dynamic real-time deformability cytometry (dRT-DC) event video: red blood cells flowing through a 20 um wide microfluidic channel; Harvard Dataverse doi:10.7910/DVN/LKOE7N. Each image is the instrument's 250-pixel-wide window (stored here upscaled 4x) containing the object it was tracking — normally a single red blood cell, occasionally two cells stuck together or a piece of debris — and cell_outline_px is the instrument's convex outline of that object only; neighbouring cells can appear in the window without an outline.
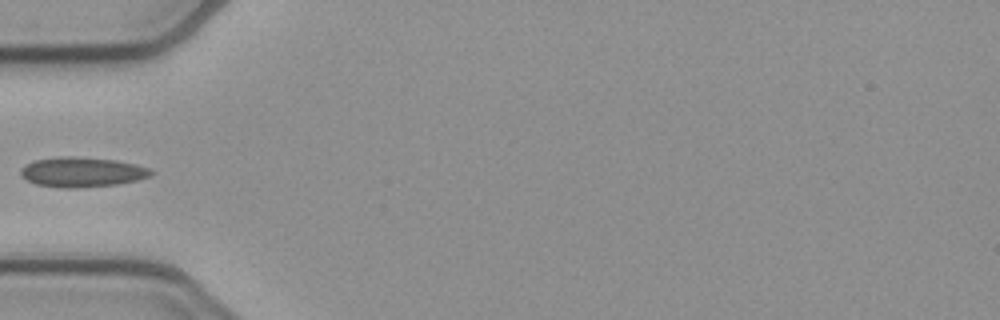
{"species": "common noctule bat (a hibernating species)", "species_latin": "Nyctalus noctula", "temperature_condition": "cold", "stored_images_in_passage": 36, "camera_frame_rate_fps": 3000, "um_per_image_px": 0.085, "animal": {"sex": "female", "body_mass_g": 21.9}, "frame": {"image": 1, "passage_image": 1, "time_ms": 0.0, "image_size_px": [1000, 320], "cell_outline_px": [[156, 172], [152, 176], [136, 180], [116, 184], [76, 188], [64, 188], [36, 184], [20, 176], [20, 168], [24, 164], [36, 160], [60, 156], [72, 156], [116, 160], [136, 164], [148, 168]], "centroid_in_image_um": [6.97, 14.62], "position_along_channel_um": 78.0, "area_um2": 22.77}}
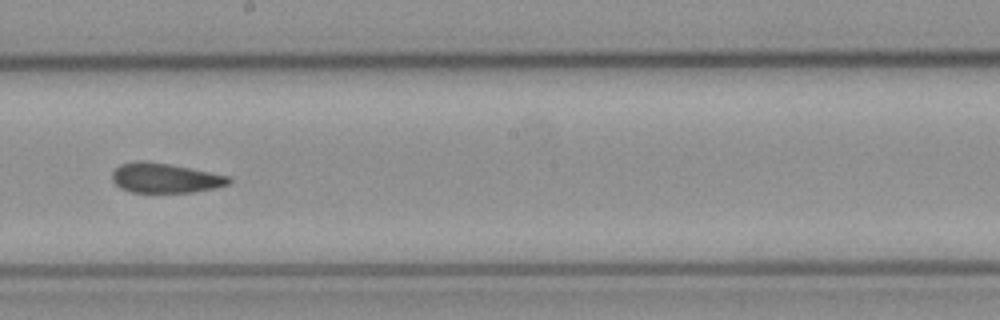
{"frame": {"image": 2, "passage_image": 13, "time_ms": 4.0, "image_size_px": [1000, 320], "cell_outline_px": [[232, 180], [228, 184], [216, 188], [192, 192], [132, 192], [120, 188], [112, 180], [112, 172], [120, 164], [140, 160], [168, 164], [228, 176]], "centroid_in_image_um": [14.0, 15.14], "position_along_channel_um": 234.2, "area_um2": 19.94}}
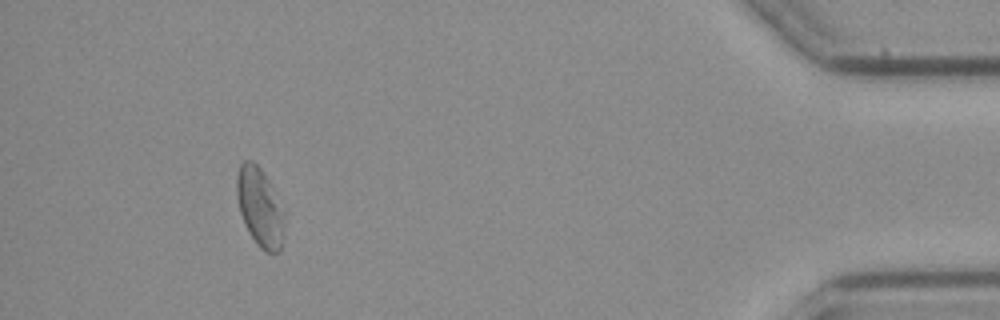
{"frame": {"image": 3, "passage_image": 32, "time_ms": 10.333, "image_size_px": [1000, 320], "cell_outline_px": [[284, 236], [280, 252], [264, 252], [256, 244], [248, 232], [244, 224], [240, 212], [236, 196], [236, 176], [240, 164], [244, 160], [252, 160], [260, 168], [268, 180], [284, 212]], "centroid_in_image_um": [22.07, 17.64], "position_along_channel_um": 413.1, "area_um2": 22.02}}